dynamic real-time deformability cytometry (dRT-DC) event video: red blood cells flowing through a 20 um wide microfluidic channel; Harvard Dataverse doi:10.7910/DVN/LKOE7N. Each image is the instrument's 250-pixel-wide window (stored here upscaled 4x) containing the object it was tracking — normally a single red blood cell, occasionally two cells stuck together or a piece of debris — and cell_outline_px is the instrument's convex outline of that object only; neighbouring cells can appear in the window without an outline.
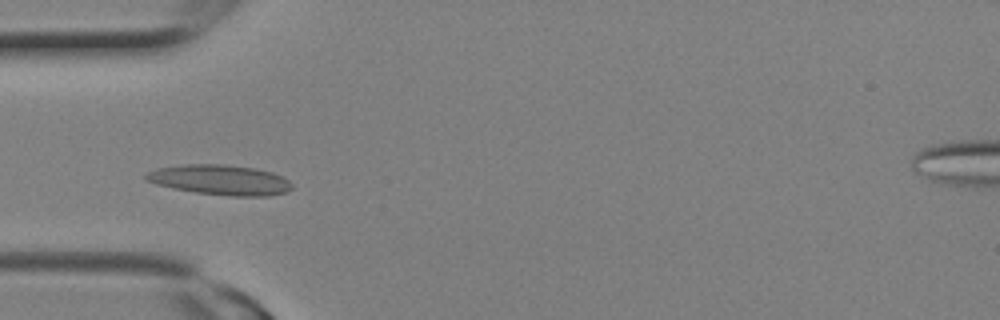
{"species": "Egyptian fruit bat (a non-hibernating species)", "species_latin": "Rousettus aegyptiacus", "temperature_condition": "room temperature", "stored_images_in_passage": 9, "camera_frame_rate_fps": 3000, "um_per_image_px": 0.085, "animal": {"sex": "female"}, "frame": {"image": 1, "passage_image": 8, "time_ms": 2.333, "image_size_px": [1000, 320], "cell_outline_px": [[292, 188], [288, 192], [268, 196], [232, 196], [196, 192], [172, 188], [156, 184], [144, 180], [144, 176], [148, 172], [156, 168], [184, 164], [224, 164], [256, 168], [272, 172], [288, 180], [292, 184]], "centroid_in_image_um": [18.7, 15.28], "position_along_channel_um": 66.3, "area_um2": 25.72}}